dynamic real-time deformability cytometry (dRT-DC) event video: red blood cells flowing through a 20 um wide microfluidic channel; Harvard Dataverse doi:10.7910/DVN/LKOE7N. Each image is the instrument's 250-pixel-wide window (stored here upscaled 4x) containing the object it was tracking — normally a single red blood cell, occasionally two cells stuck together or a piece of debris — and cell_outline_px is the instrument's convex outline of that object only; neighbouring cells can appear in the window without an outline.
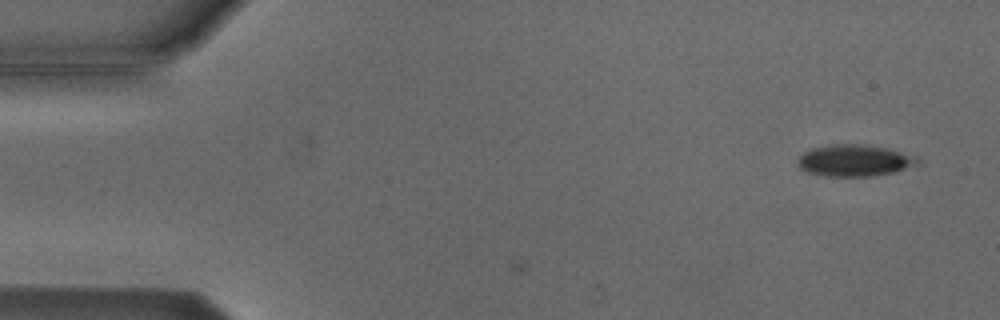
{"species": "Egyptian fruit bat (a non-hibernating species)", "species_latin": "Rousettus aegyptiacus", "temperature_condition": "cold", "stored_images_in_passage": 3, "camera_frame_rate_fps": 3000, "um_per_image_px": 0.085, "animal": {"sex": "male"}, "frame": {"image": 1, "passage_image": 1, "time_ms": 0.0, "image_size_px": [1000, 320], "cell_outline_px": [[924, 164], [892, 172], [872, 176], [824, 176], [808, 172], [800, 168], [796, 164], [796, 160], [804, 152], [812, 148], [828, 144], [864, 144], [888, 148], [920, 156]], "centroid_in_image_um": [72.71, 13.63], "position_along_channel_um": 12.3, "area_um2": 22.66}}